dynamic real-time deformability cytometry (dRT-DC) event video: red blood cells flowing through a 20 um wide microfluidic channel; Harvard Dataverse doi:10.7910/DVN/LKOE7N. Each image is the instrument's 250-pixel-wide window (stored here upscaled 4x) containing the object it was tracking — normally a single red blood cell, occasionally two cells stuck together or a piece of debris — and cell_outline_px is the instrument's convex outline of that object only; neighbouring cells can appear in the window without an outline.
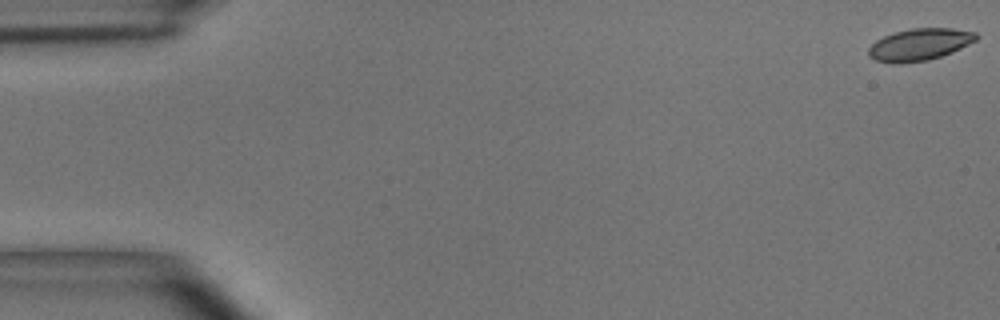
{"species": "common noctule bat (a hibernating species)", "species_latin": "Nyctalus noctula", "temperature_condition": "room temperature", "stored_images_in_passage": 55, "camera_frame_rate_fps": 3000, "um_per_image_px": 0.085, "animal": {"sex": "male", "body_mass_g": 15.6}, "frame": {"image": 1, "passage_image": 1, "time_ms": 0.0, "image_size_px": [1000, 320], "cell_outline_px": [[980, 36], [976, 40], [952, 52], [928, 60], [900, 64], [876, 60], [868, 56], [868, 48], [876, 40], [884, 36], [896, 32], [912, 28], [952, 28], [976, 32]], "centroid_in_image_um": [78.17, 3.78], "position_along_channel_um": 6.8, "area_um2": 20.0}}
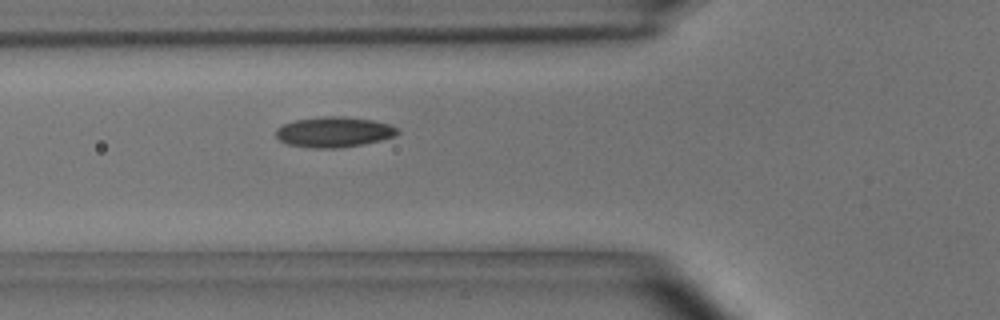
{"frame": {"image": 2, "passage_image": 20, "time_ms": 6.333, "image_size_px": [1000, 320], "cell_outline_px": [[400, 132], [396, 136], [380, 140], [340, 148], [308, 148], [288, 144], [280, 140], [276, 136], [276, 128], [284, 124], [296, 120], [324, 116], [344, 116], [372, 120], [388, 124], [400, 128]], "centroid_in_image_um": [28.4, 11.22], "position_along_channel_um": 97.4, "area_um2": 21.56}}
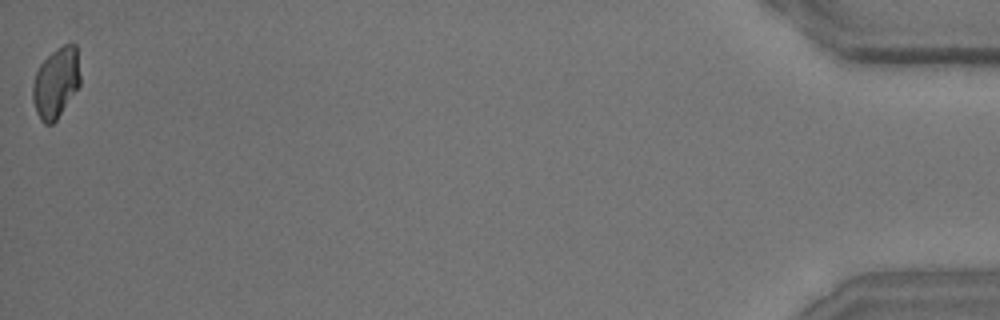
{"frame": {"image": 3, "passage_image": 55, "time_ms": 18.0, "image_size_px": [1000, 320], "cell_outline_px": [[80, 84], [56, 120], [52, 124], [44, 124], [40, 120], [36, 112], [32, 100], [32, 84], [36, 72], [40, 64], [56, 48], [64, 44], [76, 44], [80, 76]], "centroid_in_image_um": [4.74, 7.03], "position_along_channel_um": 430.5, "area_um2": 19.42}, "authors_computed_cell_mechanics": {"area_um2": 20.4034, "velocity_mm_per_s": 3.6442, "shape_relaxation_time_tau1_ms": 5.4688, "shape_relaxation_time_tau2_ms": 4.6773, "deformation_change_tau1": 0.1411, "deformation_change_tau2": 0.0681}}